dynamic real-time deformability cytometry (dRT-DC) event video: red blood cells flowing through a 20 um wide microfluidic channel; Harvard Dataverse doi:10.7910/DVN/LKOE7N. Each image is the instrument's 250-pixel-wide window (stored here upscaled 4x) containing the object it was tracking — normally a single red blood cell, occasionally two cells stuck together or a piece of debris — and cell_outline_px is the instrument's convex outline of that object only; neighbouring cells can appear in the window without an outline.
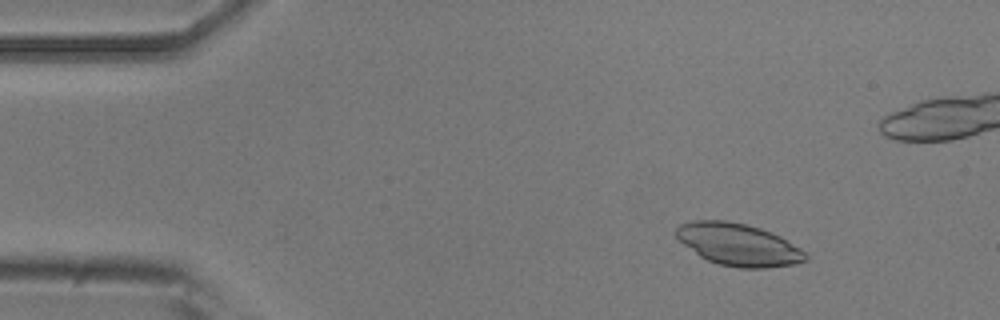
{"species": "common noctule bat (a hibernating species)", "species_latin": "Nyctalus noctula", "temperature_condition": "room temperature", "stored_images_in_passage": 43, "camera_frame_rate_fps": 3000, "um_per_image_px": 0.085, "animal": {"sex": "male", "body_mass_g": 20.5, "forearm_length_mm": 52.5}, "frame": {"image": 1, "passage_image": 4, "time_ms": 1.0, "image_size_px": [1000, 320], "cell_outline_px": [[808, 260], [796, 264], [768, 268], [740, 268], [720, 264], [708, 260], [700, 256], [684, 244], [672, 232], [680, 224], [692, 220], [728, 220], [760, 228], [780, 236], [800, 248], [808, 256]], "centroid_in_image_um": [62.76, 20.79], "position_along_channel_um": 22.2, "area_um2": 31.85}}